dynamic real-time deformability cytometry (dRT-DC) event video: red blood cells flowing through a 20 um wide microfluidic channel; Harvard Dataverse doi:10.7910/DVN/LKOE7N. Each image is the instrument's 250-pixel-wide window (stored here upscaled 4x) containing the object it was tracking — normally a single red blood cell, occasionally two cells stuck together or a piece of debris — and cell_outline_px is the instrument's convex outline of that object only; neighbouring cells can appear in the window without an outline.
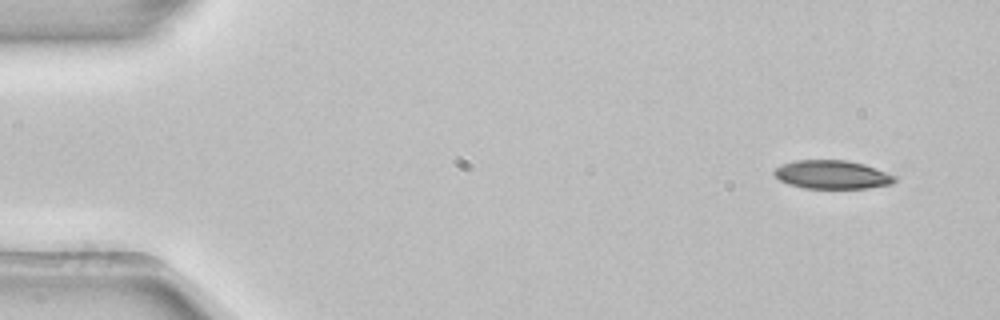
{"species": "common noctule bat (a hibernating species)", "species_latin": "Nyctalus noctula", "temperature_condition": "room temperature", "stored_images_in_passage": 4, "camera_frame_rate_fps": 3000, "um_per_image_px": 0.085, "animal": {"sex": "female", "body_mass_g": 22.7, "forearm_length_mm": 54.2}, "frame": {"image": 1, "passage_image": 1, "time_ms": 0.0, "image_size_px": [1000, 320], "cell_outline_px": [[896, 180], [892, 184], [868, 188], [804, 188], [788, 184], [780, 180], [772, 172], [776, 168], [784, 164], [796, 160], [848, 160], [864, 164], [876, 168], [896, 176]], "centroid_in_image_um": [70.75, 14.84], "position_along_channel_um": 14.3, "area_um2": 20.0}}
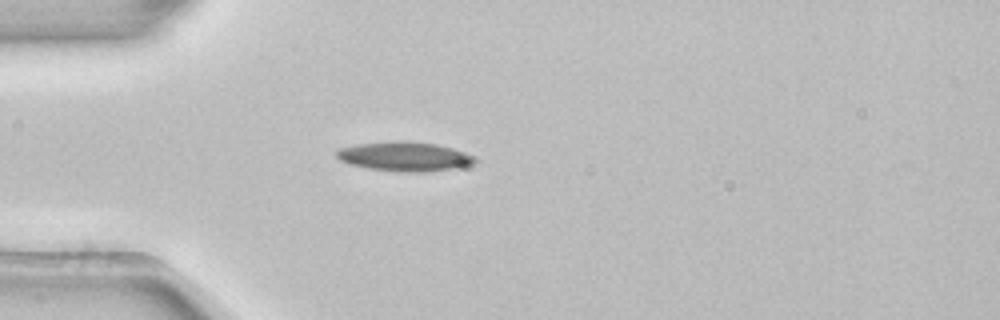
{"frame": {"image": 2, "passage_image": 4, "time_ms": 1.0, "image_size_px": [1000, 320], "cell_outline_px": [[476, 160], [472, 164], [456, 168], [420, 172], [404, 172], [372, 168], [352, 164], [340, 160], [336, 156], [336, 152], [340, 148], [356, 144], [392, 140], [404, 140], [436, 144], [452, 148], [476, 156]], "centroid_in_image_um": [34.4, 13.28], "position_along_channel_um": 50.6, "area_um2": 23.52}}